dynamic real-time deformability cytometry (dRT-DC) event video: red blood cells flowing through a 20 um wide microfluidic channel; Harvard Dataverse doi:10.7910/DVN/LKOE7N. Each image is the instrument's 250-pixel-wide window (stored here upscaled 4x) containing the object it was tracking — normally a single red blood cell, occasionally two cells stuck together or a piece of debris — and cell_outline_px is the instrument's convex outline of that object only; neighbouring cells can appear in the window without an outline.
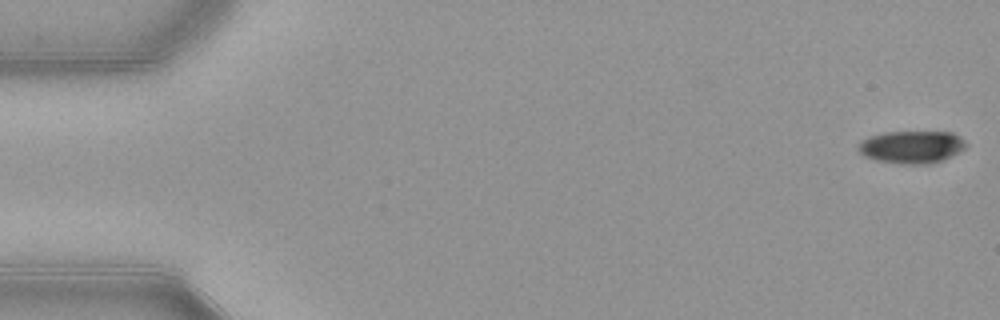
{"species": "common noctule bat (a hibernating species)", "species_latin": "Nyctalus noctula", "temperature_condition": "warm", "stored_images_in_passage": 53, "camera_frame_rate_fps": 3000, "um_per_image_px": 0.085, "animal": {"sex": "female", "body_mass_g": 21.9}, "frame": {"image": 1, "passage_image": 1, "time_ms": 0.0, "image_size_px": [1000, 320], "cell_outline_px": [[968, 144], [964, 148], [940, 160], [928, 164], [900, 164], [876, 160], [864, 156], [856, 148], [856, 144], [860, 140], [868, 136], [884, 132], [952, 132], [960, 136]], "centroid_in_image_um": [77.41, 12.48], "position_along_channel_um": 7.6, "area_um2": 20.46}}
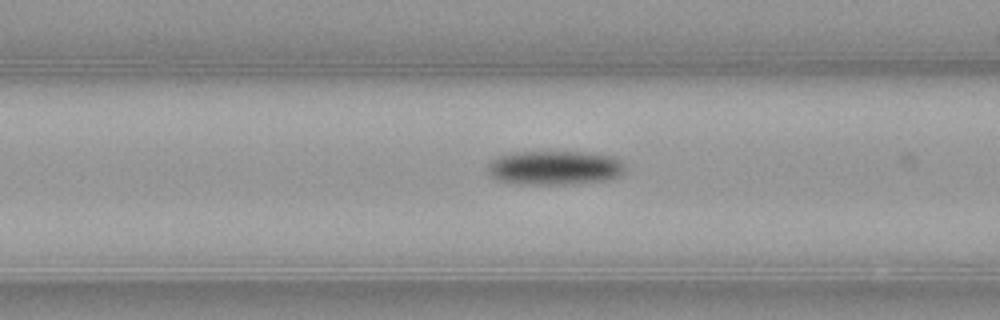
{"frame": {"image": 2, "passage_image": 21, "time_ms": 6.667, "image_size_px": [1000, 320], "cell_outline_px": [[624, 172], [620, 176], [608, 180], [568, 184], [508, 184], [492, 176], [488, 172], [488, 164], [492, 160], [500, 156], [516, 152], [584, 152], [612, 156], [620, 160], [624, 164]], "centroid_in_image_um": [47.16, 14.27], "position_along_channel_um": 119.4, "area_um2": 27.4}}
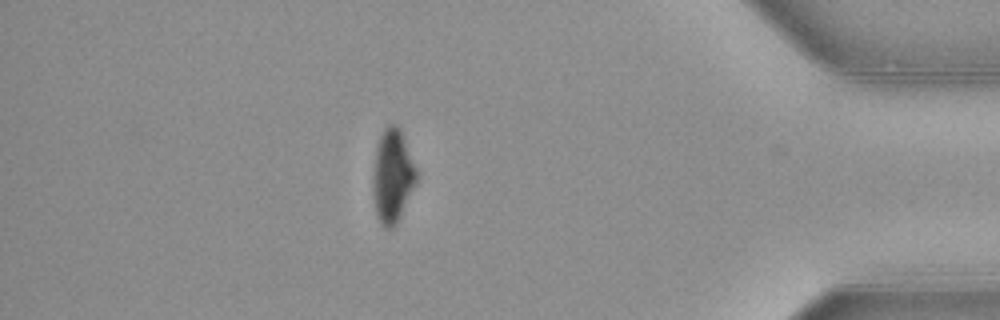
{"frame": {"image": 3, "passage_image": 46, "time_ms": 15.0, "image_size_px": [1000, 320], "cell_outline_px": [[416, 184], [396, 224], [392, 228], [384, 228], [380, 224], [376, 216], [372, 180], [376, 148], [380, 136], [384, 128], [388, 124], [396, 124], [400, 128], [416, 168]], "centroid_in_image_um": [33.35, 14.97], "position_along_channel_um": 401.9, "area_um2": 23.58}, "authors_computed_cell_mechanics": {"area_um2": 24.4494, "velocity_mm_per_s": 3.9125, "shape_relaxation_time_tau1_ms": 2.56, "shape_relaxation_time_tau2_ms": null, "deformation_change_tau1": 0.1328, "deformation_change_tau2": null}}